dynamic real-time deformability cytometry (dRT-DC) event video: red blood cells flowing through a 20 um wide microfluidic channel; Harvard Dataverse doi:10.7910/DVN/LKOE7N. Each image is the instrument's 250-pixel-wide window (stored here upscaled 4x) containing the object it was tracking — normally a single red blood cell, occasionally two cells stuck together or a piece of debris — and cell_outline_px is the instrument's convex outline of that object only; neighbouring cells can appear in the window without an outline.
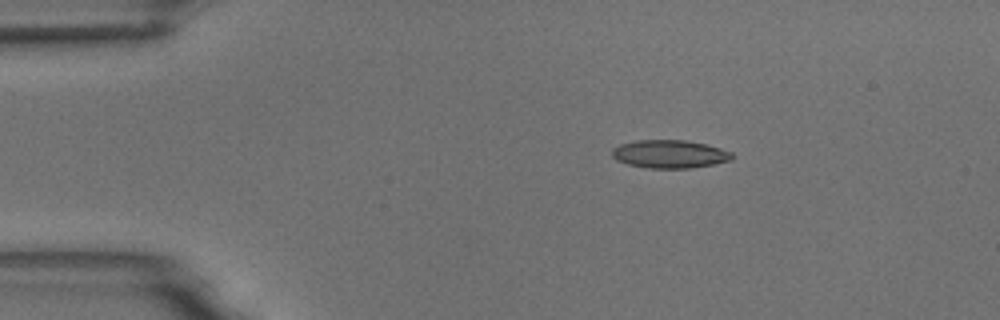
{"species": "common noctule bat (a hibernating species)", "species_latin": "Nyctalus noctula", "temperature_condition": "room temperature", "stored_images_in_passage": 5, "camera_frame_rate_fps": 3000, "um_per_image_px": 0.085, "animal": {"sex": "male", "body_mass_g": 18.8}, "frame": {"image": 1, "passage_image": 3, "time_ms": 2.333, "image_size_px": [1000, 320], "cell_outline_px": [[736, 156], [732, 160], [692, 168], [648, 168], [628, 164], [616, 160], [612, 156], [612, 148], [620, 144], [636, 140], [684, 140], [704, 144], [720, 148], [732, 152]], "centroid_in_image_um": [56.92, 13.09], "position_along_channel_um": 28.1, "area_um2": 19.71}}